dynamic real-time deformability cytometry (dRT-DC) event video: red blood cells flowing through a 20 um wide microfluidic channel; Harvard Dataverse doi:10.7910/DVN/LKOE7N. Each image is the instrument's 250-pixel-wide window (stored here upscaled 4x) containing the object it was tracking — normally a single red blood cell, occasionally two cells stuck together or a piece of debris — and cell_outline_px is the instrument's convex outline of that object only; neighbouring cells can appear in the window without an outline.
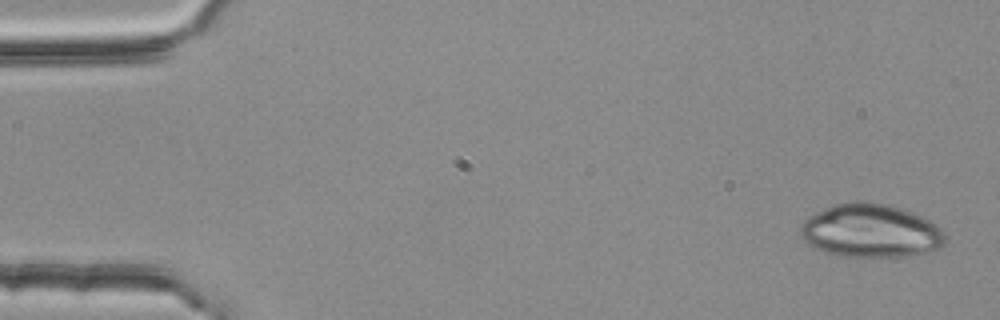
{"species": "common noctule bat (a hibernating species)", "species_latin": "Nyctalus noctula", "temperature_condition": "room temperature", "stored_images_in_passage": 4, "segment_of_instrument_passage": [1, 2], "camera_frame_rate_fps": 3000, "um_per_image_px": 0.085, "animal": {"sex": "female", "body_mass_g": 25.1}, "frame": {"image": 1, "passage_image": 1, "time_ms": 0.0, "image_size_px": [1000, 320], "cell_outline_px": [[944, 244], [940, 248], [928, 252], [908, 256], [840, 256], [824, 252], [808, 244], [800, 236], [800, 224], [808, 216], [832, 204], [856, 200], [868, 200], [888, 204], [912, 212], [936, 224], [944, 232]], "centroid_in_image_um": [73.97, 19.6], "position_along_channel_um": 11.0, "area_um2": 45.43}}